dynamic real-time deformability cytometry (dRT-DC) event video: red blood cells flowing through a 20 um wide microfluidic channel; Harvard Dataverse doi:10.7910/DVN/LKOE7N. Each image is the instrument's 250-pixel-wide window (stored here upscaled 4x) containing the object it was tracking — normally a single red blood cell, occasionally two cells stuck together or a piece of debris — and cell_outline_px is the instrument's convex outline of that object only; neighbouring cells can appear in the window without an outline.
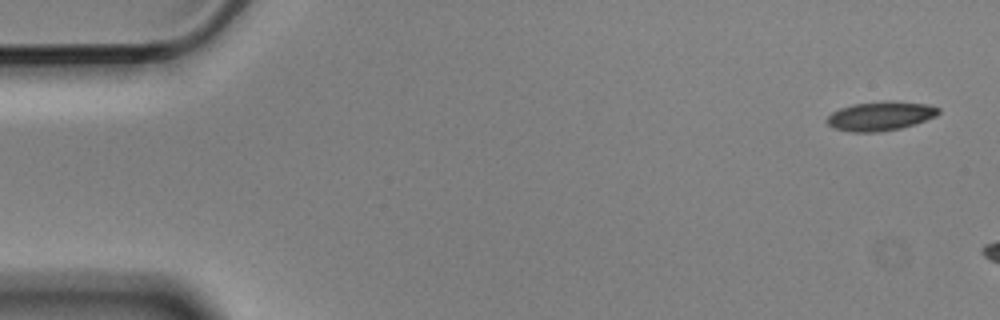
{"species": "Egyptian fruit bat (a non-hibernating species)", "species_latin": "Rousettus aegyptiacus", "temperature_condition": "cold", "stored_images_in_passage": 3, "camera_frame_rate_fps": 3000, "um_per_image_px": 0.085, "animal": {"sex": "male"}, "frame": {"image": 1, "passage_image": 1, "time_ms": 0.0, "image_size_px": [1000, 320], "cell_outline_px": [[940, 112], [936, 116], [900, 128], [880, 132], [852, 132], [832, 128], [824, 120], [832, 112], [840, 108], [852, 104], [884, 100], [888, 100], [928, 104], [940, 108]], "centroid_in_image_um": [74.8, 9.85], "position_along_channel_um": 10.2, "area_um2": 19.07}}